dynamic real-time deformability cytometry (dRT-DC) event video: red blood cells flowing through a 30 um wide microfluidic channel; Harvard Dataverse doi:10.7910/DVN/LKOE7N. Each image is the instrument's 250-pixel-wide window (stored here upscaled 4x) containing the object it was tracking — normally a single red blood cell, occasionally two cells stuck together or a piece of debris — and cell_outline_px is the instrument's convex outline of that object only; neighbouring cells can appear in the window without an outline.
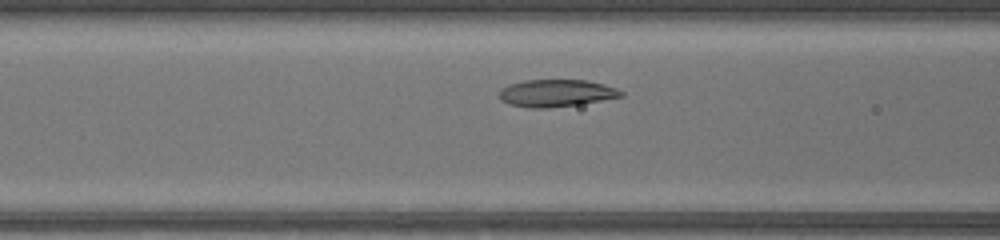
{"species": "common noctule bat (a hibernating species)", "species_latin": "Nyctalus noctula", "temperature_condition": "warm", "stored_images_in_passage": 31, "camera_frame_rate_fps": 3000, "um_per_image_px": 0.085, "animal": {"sex": "female", "body_mass_g": 17.0, "forearm_length_mm": 48.0}, "frame": {"image": 1, "passage_image": 8, "time_ms": 2.333, "image_size_px": [1000, 240], "cell_outline_px": [[624, 96], [580, 104], [548, 108], [528, 108], [508, 104], [500, 100], [500, 88], [508, 84], [524, 80], [588, 80], [604, 84], [616, 88], [624, 92]], "centroid_in_image_um": [47.26, 7.91], "position_along_channel_um": 119.3, "area_um2": 19.54}}
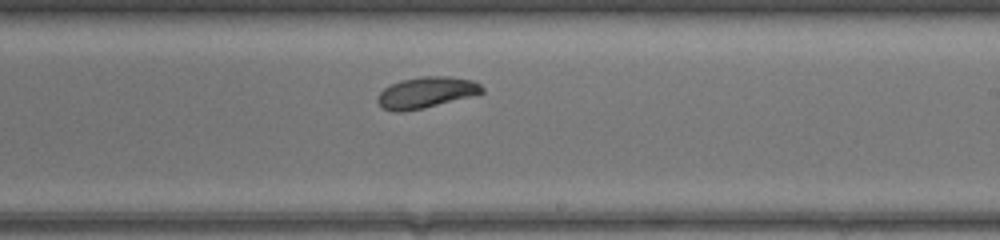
{"frame": {"image": 2, "passage_image": 17, "time_ms": 5.333, "image_size_px": [1000, 240], "cell_outline_px": [[484, 92], [424, 108], [404, 112], [392, 112], [384, 108], [376, 100], [376, 96], [384, 88], [400, 80], [424, 76], [448, 76], [472, 80], [480, 84], [484, 88]], "centroid_in_image_um": [36.19, 7.86], "position_along_channel_um": 252.8, "area_um2": 18.84}}
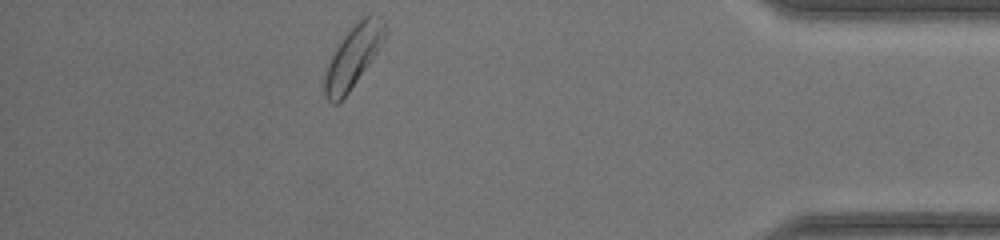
{"frame": {"image": 3, "passage_image": 30, "time_ms": 9.667, "image_size_px": [1000, 240], "cell_outline_px": [[388, 32], [376, 52], [368, 64], [348, 92], [336, 104], [332, 104], [324, 96], [324, 76], [328, 64], [336, 44], [340, 36], [360, 16], [372, 12], [380, 16], [388, 28]], "centroid_in_image_um": [30.01, 4.68], "position_along_channel_um": 405.2, "area_um2": 22.2}}